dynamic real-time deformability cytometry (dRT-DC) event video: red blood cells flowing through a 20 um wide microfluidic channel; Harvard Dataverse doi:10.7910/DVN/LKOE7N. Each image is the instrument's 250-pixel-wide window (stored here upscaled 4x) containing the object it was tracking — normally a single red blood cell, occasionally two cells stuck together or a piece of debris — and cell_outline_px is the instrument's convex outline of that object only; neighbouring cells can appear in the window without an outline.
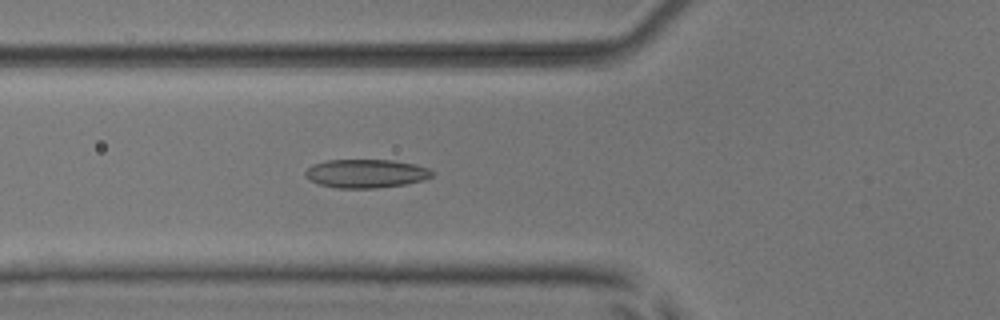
{"species": "common noctule bat (a hibernating species)", "species_latin": "Nyctalus noctula", "temperature_condition": "room temperature", "stored_images_in_passage": 50, "camera_frame_rate_fps": 3000, "um_per_image_px": 0.085, "animal": {"sex": "male", "body_mass_g": 17.9, "forearm_length_mm": 54.2}, "frame": {"image": 1, "passage_image": 19, "time_ms": 6.0, "image_size_px": [1000, 320], "cell_outline_px": [[436, 172], [432, 176], [424, 180], [404, 184], [376, 188], [336, 188], [320, 184], [312, 180], [304, 172], [312, 164], [328, 160], [392, 160], [416, 164], [428, 168]], "centroid_in_image_um": [31.16, 14.74], "position_along_channel_um": 94.6, "area_um2": 21.04}}
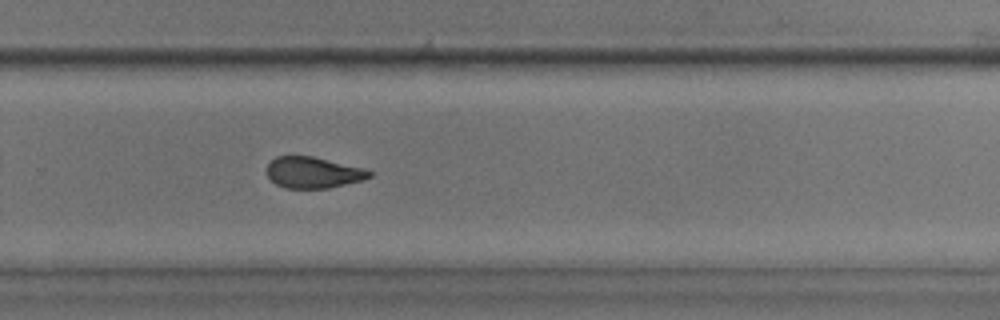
{"frame": {"image": 2, "passage_image": 35, "time_ms": 11.333, "image_size_px": [1000, 320], "cell_outline_px": [[372, 176], [364, 180], [328, 188], [284, 188], [276, 184], [268, 176], [268, 164], [276, 156], [312, 156], [364, 168], [372, 172]], "centroid_in_image_um": [26.64, 14.67], "position_along_channel_um": 303.2, "area_um2": 18.55}}
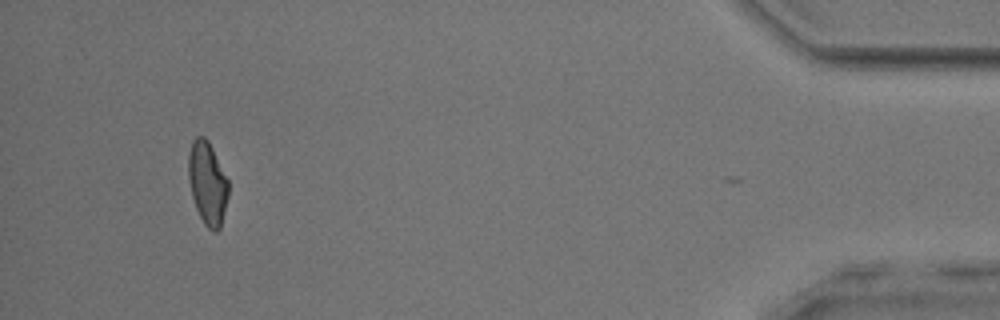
{"frame": {"image": 3, "passage_image": 49, "time_ms": 16.0, "image_size_px": [1000, 320], "cell_outline_px": [[228, 196], [220, 228], [216, 232], [208, 228], [204, 224], [196, 208], [192, 196], [188, 180], [188, 152], [192, 140], [196, 136], [204, 136], [208, 140], [228, 180]], "centroid_in_image_um": [17.61, 15.54], "position_along_channel_um": 417.6, "area_um2": 19.31}, "authors_computed_cell_mechanics": {"area_um2": 19.9121, "velocity_mm_per_s": 3.9164, "shape_relaxation_time_tau1_ms": 6.5063, "shape_relaxation_time_tau2_ms": 1.8135, "deformation_change_tau1": 0.1491, "deformation_change_tau2": 0.08}}